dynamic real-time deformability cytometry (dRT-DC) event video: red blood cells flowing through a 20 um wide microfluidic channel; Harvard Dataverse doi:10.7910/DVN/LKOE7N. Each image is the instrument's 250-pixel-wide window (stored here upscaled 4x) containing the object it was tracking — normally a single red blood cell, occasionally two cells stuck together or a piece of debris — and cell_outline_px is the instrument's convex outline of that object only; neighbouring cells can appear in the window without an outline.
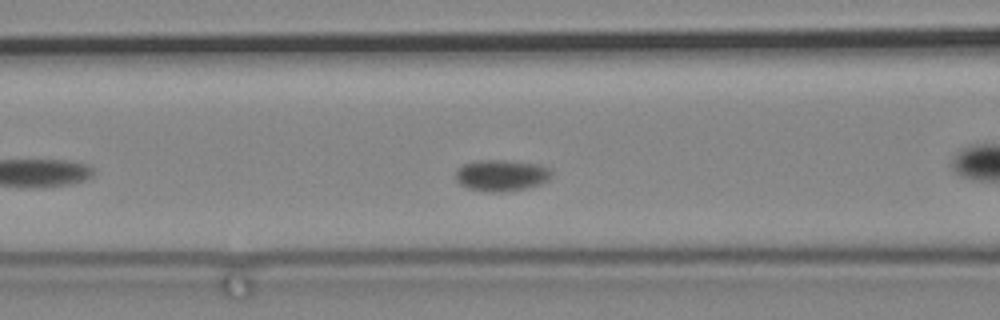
{"species": "common noctule bat (a hibernating species)", "species_latin": "Nyctalus noctula", "temperature_condition": "cold", "stored_images_in_passage": 30, "camera_frame_rate_fps": 3000, "um_per_image_px": 0.085, "animal": {"sex": "male", "body_mass_g": 19.2, "forearm_length_mm": 51.8}, "frame": {"image": 1, "passage_image": 3, "time_ms": 0.667, "image_size_px": [1000, 320], "cell_outline_px": [[552, 176], [548, 180], [540, 184], [524, 188], [504, 192], [484, 192], [468, 188], [460, 184], [456, 180], [456, 168], [464, 164], [476, 160], [504, 160], [540, 164], [552, 168]], "centroid_in_image_um": [42.63, 14.9], "position_along_channel_um": 124.0, "area_um2": 17.8}}
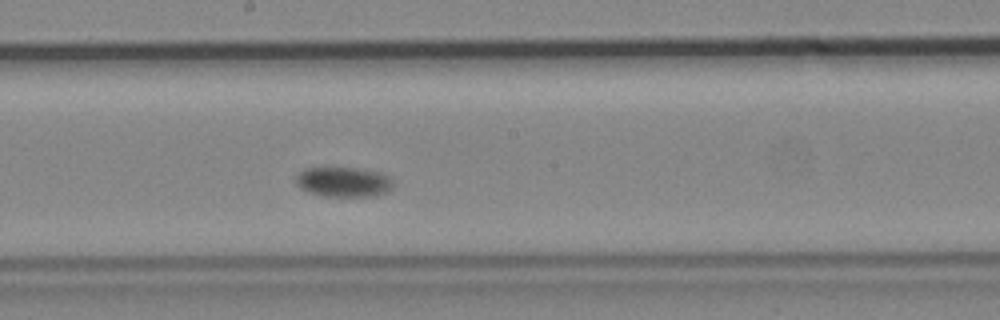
{"frame": {"image": 2, "passage_image": 13, "time_ms": 4.0, "image_size_px": [1000, 320], "cell_outline_px": [[392, 188], [388, 192], [372, 196], [324, 196], [308, 192], [300, 188], [296, 184], [296, 176], [304, 168], [356, 168], [380, 172], [388, 176], [392, 180]], "centroid_in_image_um": [29.19, 15.47], "position_along_channel_um": 219.0, "area_um2": 16.94}}
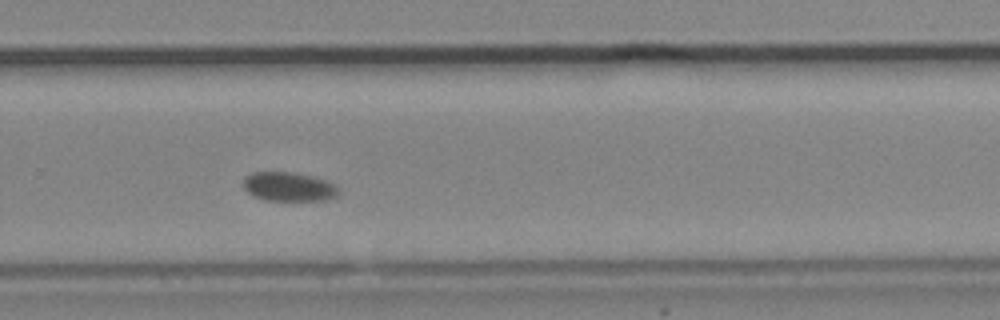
{"frame": {"image": 3, "passage_image": 22, "time_ms": 7.0, "image_size_px": [1000, 320], "cell_outline_px": [[340, 192], [336, 196], [324, 200], [264, 200], [252, 196], [244, 188], [244, 176], [252, 172], [292, 172], [312, 176], [328, 180], [336, 184], [340, 188]], "centroid_in_image_um": [24.57, 15.86], "position_along_channel_um": 305.2, "area_um2": 16.36}}